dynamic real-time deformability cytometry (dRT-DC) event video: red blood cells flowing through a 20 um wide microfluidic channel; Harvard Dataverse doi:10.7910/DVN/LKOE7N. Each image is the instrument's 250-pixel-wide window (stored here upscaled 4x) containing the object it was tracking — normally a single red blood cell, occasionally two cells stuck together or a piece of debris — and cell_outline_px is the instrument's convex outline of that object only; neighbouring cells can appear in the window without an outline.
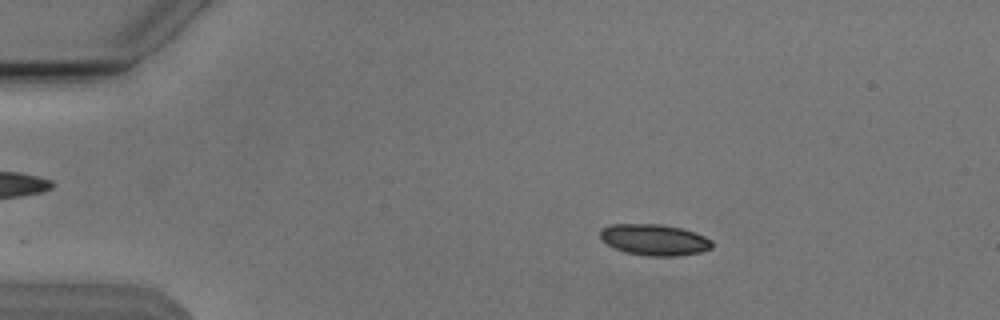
{"species": "Egyptian fruit bat (a non-hibernating species)", "species_latin": "Rousettus aegyptiacus", "temperature_condition": "cold", "stored_images_in_passage": 42, "camera_frame_rate_fps": 3000, "um_per_image_px": 0.085, "animal": {"sex": "male"}, "frame": {"image": 1, "passage_image": 1, "time_ms": 0.0, "image_size_px": [1000, 320], "cell_outline_px": [[712, 248], [700, 252], [676, 256], [648, 256], [624, 252], [608, 244], [600, 236], [600, 228], [608, 224], [660, 224], [680, 228], [704, 236], [712, 240]], "centroid_in_image_um": [55.6, 20.38], "position_along_channel_um": 29.4, "area_um2": 20.23}}
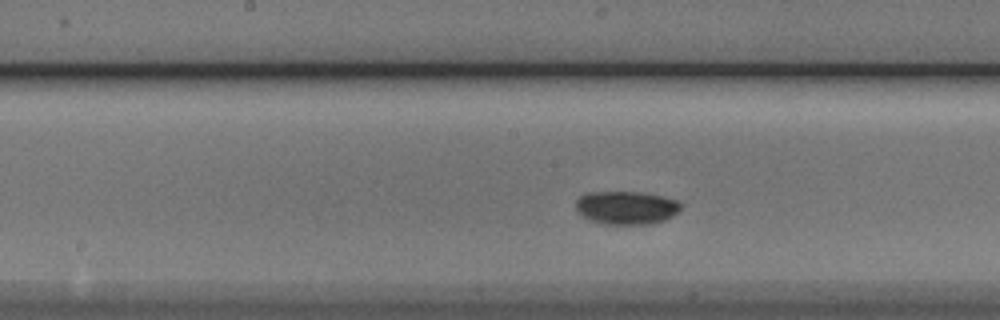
{"frame": {"image": 2, "passage_image": 20, "time_ms": 6.333, "image_size_px": [1000, 320], "cell_outline_px": [[684, 204], [672, 216], [664, 220], [652, 224], [600, 224], [588, 220], [576, 212], [576, 200], [580, 196], [588, 192], [640, 192], [664, 196], [680, 200]], "centroid_in_image_um": [53.24, 17.65], "position_along_channel_um": 195.0, "area_um2": 20.75}}
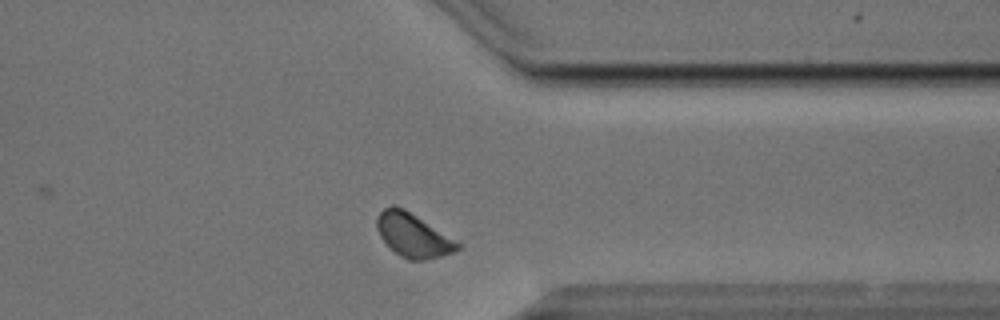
{"frame": {"image": 3, "passage_image": 35, "time_ms": 11.333, "image_size_px": [1000, 320], "cell_outline_px": [[460, 248], [452, 252], [440, 256], [424, 260], [408, 260], [400, 256], [380, 236], [376, 228], [376, 216], [384, 208], [392, 204], [396, 204], [404, 208], [460, 244]], "centroid_in_image_um": [35.05, 19.97], "position_along_channel_um": 376.4, "area_um2": 20.11}}